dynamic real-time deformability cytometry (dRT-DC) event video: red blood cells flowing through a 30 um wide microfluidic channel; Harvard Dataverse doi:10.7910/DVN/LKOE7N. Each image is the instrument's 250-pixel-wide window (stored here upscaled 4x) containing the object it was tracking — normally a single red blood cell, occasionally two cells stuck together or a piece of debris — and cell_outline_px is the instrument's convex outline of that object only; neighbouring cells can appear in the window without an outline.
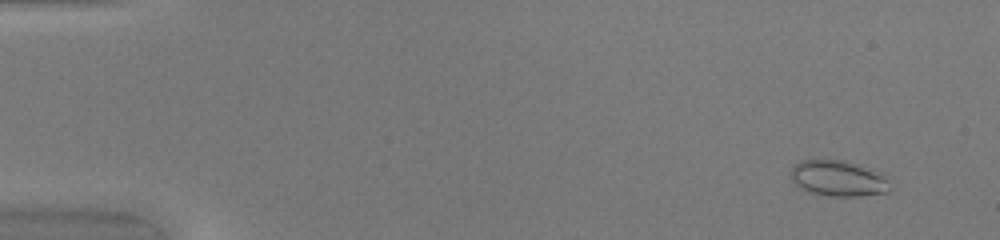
{"species": "common noctule bat (a hibernating species)", "species_latin": "Nyctalus noctula", "temperature_condition": "warm", "stored_images_in_passage": 50, "camera_frame_rate_fps": 3000, "um_per_image_px": 0.085, "animal": {"sex": "female", "body_mass_g": 20.0, "forearm_length_mm": 54.0}, "frame": {"image": 1, "passage_image": 4, "time_ms": 1.0, "image_size_px": [1000, 240], "cell_outline_px": [[888, 192], [860, 196], [832, 196], [812, 192], [796, 184], [788, 176], [792, 168], [800, 160], [844, 160], [880, 176], [888, 180]], "centroid_in_image_um": [71.15, 15.17], "position_along_channel_um": 13.9, "area_um2": 19.77}}
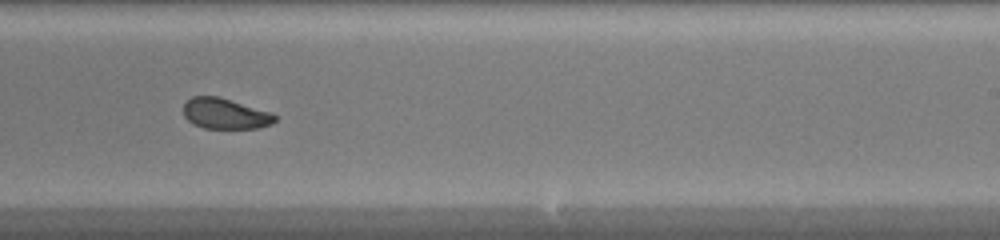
{"frame": {"image": 2, "passage_image": 32, "time_ms": 10.333, "image_size_px": [1000, 240], "cell_outline_px": [[276, 120], [272, 124], [260, 128], [204, 128], [192, 124], [184, 116], [184, 104], [192, 96], [220, 96], [272, 112], [276, 116]], "centroid_in_image_um": [19.16, 9.65], "position_along_channel_um": 269.8, "area_um2": 16.53}}
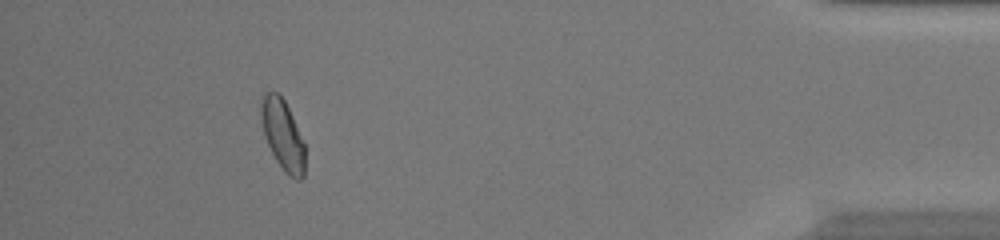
{"frame": {"image": 3, "passage_image": 46, "time_ms": 15.0, "image_size_px": [1000, 240], "cell_outline_px": [[304, 176], [300, 180], [296, 180], [288, 176], [284, 172], [276, 160], [264, 136], [260, 116], [260, 96], [264, 92], [276, 92], [284, 100], [292, 116], [304, 144]], "centroid_in_image_um": [24.0, 11.46], "position_along_channel_um": 411.2, "area_um2": 17.98}, "authors_computed_cell_mechanics": {"area_um2": 18.1781, "velocity_mm_per_s": 4.2013, "shape_relaxation_time_tau1_ms": 7.1094, "shape_relaxation_time_tau2_ms": 1.4408, "deformation_change_tau1": 0.1581, "deformation_change_tau2": 0.0485}}